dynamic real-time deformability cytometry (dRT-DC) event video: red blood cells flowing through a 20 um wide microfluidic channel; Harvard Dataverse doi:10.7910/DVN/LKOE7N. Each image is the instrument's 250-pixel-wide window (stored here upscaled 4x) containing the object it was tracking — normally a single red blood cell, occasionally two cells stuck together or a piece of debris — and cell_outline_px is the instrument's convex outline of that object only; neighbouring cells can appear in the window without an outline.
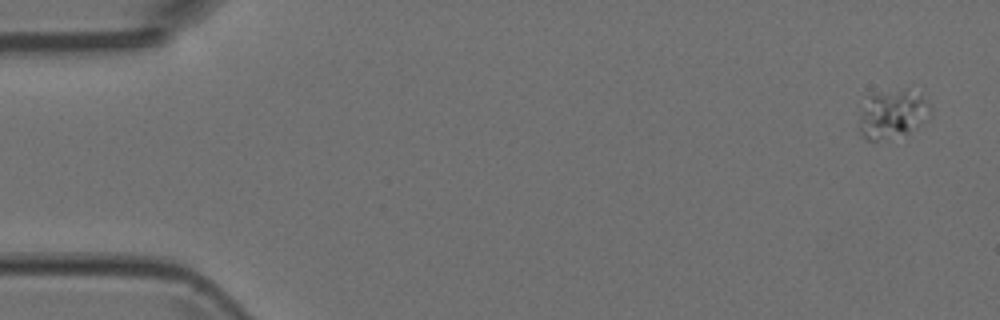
{"species": "Egyptian fruit bat (a non-hibernating species)", "species_latin": "Rousettus aegyptiacus", "temperature_condition": "room temperature", "stored_images_in_passage": 5, "camera_frame_rate_fps": 3000, "um_per_image_px": 0.085, "animal": {"sex": "female"}, "frame": {"image": 1, "passage_image": 1, "time_ms": 0.0, "image_size_px": [1000, 320], "cell_outline_px": [[932, 116], [908, 132], [876, 140], [868, 140], [860, 132], [860, 112], [868, 96], [872, 92], [904, 88], [908, 88], [920, 96], [932, 108]], "centroid_in_image_um": [75.87, 9.63], "position_along_channel_um": 9.1, "area_um2": 20.0}}